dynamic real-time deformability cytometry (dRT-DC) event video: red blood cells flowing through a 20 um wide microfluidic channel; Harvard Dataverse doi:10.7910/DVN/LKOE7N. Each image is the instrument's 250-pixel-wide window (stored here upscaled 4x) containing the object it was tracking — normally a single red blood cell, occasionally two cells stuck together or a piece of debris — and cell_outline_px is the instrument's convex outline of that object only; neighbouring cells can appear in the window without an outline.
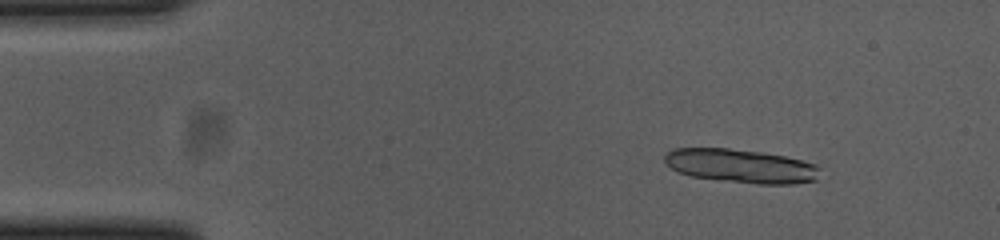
{"species": "common noctule bat (a hibernating species)", "species_latin": "Nyctalus noctula", "temperature_condition": "cold", "stored_images_in_passage": 55, "camera_frame_rate_fps": 3000, "um_per_image_px": 0.085, "animal": {"sex": "female", "body_mass_g": 23.0, "forearm_length_mm": 53.4}, "frame": {"image": 1, "passage_image": 6, "time_ms": 1.667, "image_size_px": [1000, 240], "cell_outline_px": [[820, 168], [816, 180], [796, 184], [756, 184], [692, 176], [680, 172], [672, 168], [664, 160], [664, 156], [672, 148], [728, 148], [764, 152], [784, 156], [816, 164]], "centroid_in_image_um": [63.01, 14.1], "position_along_channel_um": 22.0, "area_um2": 30.4}}
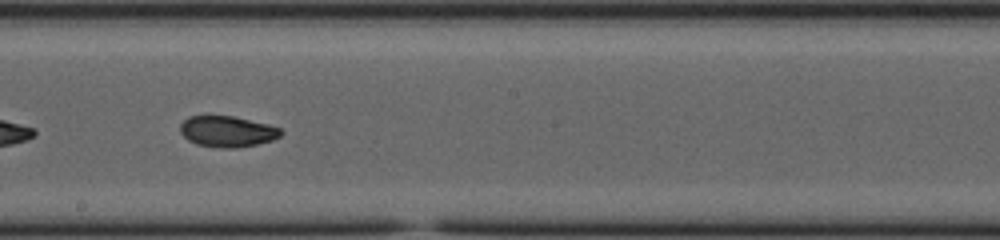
{"frame": {"image": 2, "passage_image": 30, "time_ms": 9.667, "image_size_px": [1000, 240], "cell_outline_px": [[284, 132], [280, 136], [272, 140], [256, 144], [236, 148], [220, 148], [196, 144], [188, 140], [180, 132], [180, 124], [188, 116], [208, 112], [232, 116], [268, 124], [280, 128]], "centroid_in_image_um": [19.26, 11.13], "position_along_channel_um": 228.9, "area_um2": 18.79}}
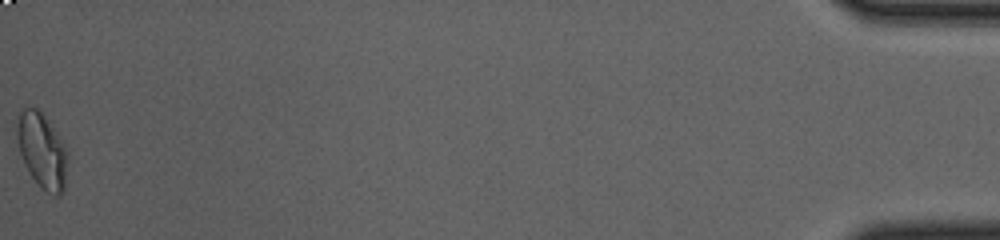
{"frame": {"image": 3, "passage_image": 55, "time_ms": 18.0, "image_size_px": [1000, 240], "cell_outline_px": [[68, 160], [64, 192], [60, 196], [56, 196], [48, 192], [32, 176], [20, 152], [16, 136], [16, 128], [20, 112], [24, 108], [36, 108], [44, 116], [64, 140], [68, 152]], "centroid_in_image_um": [3.63, 12.79], "position_along_channel_um": 431.6, "area_um2": 22.02}, "authors_computed_cell_mechanics": {"area_um2": 18.9584, "velocity_mm_per_s": 3.6795, "shape_relaxation_time_tau1_ms": 7.9601, "shape_relaxation_time_tau2_ms": 1.857, "deformation_change_tau1": 0.1756, "deformation_change_tau2": 0.0528}}